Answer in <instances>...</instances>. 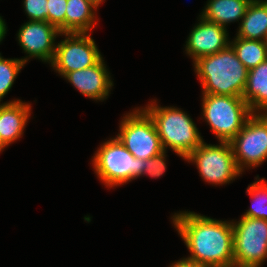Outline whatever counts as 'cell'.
Here are the masks:
<instances>
[{"instance_id": "8fae6325", "label": "cell", "mask_w": 267, "mask_h": 267, "mask_svg": "<svg viewBox=\"0 0 267 267\" xmlns=\"http://www.w3.org/2000/svg\"><path fill=\"white\" fill-rule=\"evenodd\" d=\"M62 35L60 30L47 21L29 20L19 29L17 38L24 52L29 54L22 59L27 63L29 58L35 57L51 63L55 55V38ZM28 57V58H27Z\"/></svg>"}, {"instance_id": "9a60e30c", "label": "cell", "mask_w": 267, "mask_h": 267, "mask_svg": "<svg viewBox=\"0 0 267 267\" xmlns=\"http://www.w3.org/2000/svg\"><path fill=\"white\" fill-rule=\"evenodd\" d=\"M242 98L252 113L260 110L267 114V59L248 70Z\"/></svg>"}, {"instance_id": "9c48e42d", "label": "cell", "mask_w": 267, "mask_h": 267, "mask_svg": "<svg viewBox=\"0 0 267 267\" xmlns=\"http://www.w3.org/2000/svg\"><path fill=\"white\" fill-rule=\"evenodd\" d=\"M229 143L241 172L262 164L267 159V114L253 113Z\"/></svg>"}, {"instance_id": "6da1fadb", "label": "cell", "mask_w": 267, "mask_h": 267, "mask_svg": "<svg viewBox=\"0 0 267 267\" xmlns=\"http://www.w3.org/2000/svg\"><path fill=\"white\" fill-rule=\"evenodd\" d=\"M172 220L191 253L187 259L205 267H234L232 222L190 211L174 214Z\"/></svg>"}, {"instance_id": "52a82bcc", "label": "cell", "mask_w": 267, "mask_h": 267, "mask_svg": "<svg viewBox=\"0 0 267 267\" xmlns=\"http://www.w3.org/2000/svg\"><path fill=\"white\" fill-rule=\"evenodd\" d=\"M232 226L234 267H260L267 259V220L241 216Z\"/></svg>"}, {"instance_id": "e0dca14e", "label": "cell", "mask_w": 267, "mask_h": 267, "mask_svg": "<svg viewBox=\"0 0 267 267\" xmlns=\"http://www.w3.org/2000/svg\"><path fill=\"white\" fill-rule=\"evenodd\" d=\"M252 0H209L200 18L226 27L243 19Z\"/></svg>"}, {"instance_id": "7a4b0ae2", "label": "cell", "mask_w": 267, "mask_h": 267, "mask_svg": "<svg viewBox=\"0 0 267 267\" xmlns=\"http://www.w3.org/2000/svg\"><path fill=\"white\" fill-rule=\"evenodd\" d=\"M193 63L201 81L202 94L242 97L248 69L230 45L215 54L200 57Z\"/></svg>"}, {"instance_id": "ffe728a7", "label": "cell", "mask_w": 267, "mask_h": 267, "mask_svg": "<svg viewBox=\"0 0 267 267\" xmlns=\"http://www.w3.org/2000/svg\"><path fill=\"white\" fill-rule=\"evenodd\" d=\"M259 176L255 178L253 184H250L246 193L253 198L252 206L242 216L267 220V182L265 178L259 181Z\"/></svg>"}, {"instance_id": "7402d4cb", "label": "cell", "mask_w": 267, "mask_h": 267, "mask_svg": "<svg viewBox=\"0 0 267 267\" xmlns=\"http://www.w3.org/2000/svg\"><path fill=\"white\" fill-rule=\"evenodd\" d=\"M67 0H47V22L65 33V14Z\"/></svg>"}, {"instance_id": "d4e9b609", "label": "cell", "mask_w": 267, "mask_h": 267, "mask_svg": "<svg viewBox=\"0 0 267 267\" xmlns=\"http://www.w3.org/2000/svg\"><path fill=\"white\" fill-rule=\"evenodd\" d=\"M170 267H205V266L198 264L197 262L189 260L187 258H183L177 262H174V264L170 265Z\"/></svg>"}, {"instance_id": "5bb4252c", "label": "cell", "mask_w": 267, "mask_h": 267, "mask_svg": "<svg viewBox=\"0 0 267 267\" xmlns=\"http://www.w3.org/2000/svg\"><path fill=\"white\" fill-rule=\"evenodd\" d=\"M30 112V103L21 100L0 103V137L7 146L24 133Z\"/></svg>"}, {"instance_id": "d6986e66", "label": "cell", "mask_w": 267, "mask_h": 267, "mask_svg": "<svg viewBox=\"0 0 267 267\" xmlns=\"http://www.w3.org/2000/svg\"><path fill=\"white\" fill-rule=\"evenodd\" d=\"M230 42L237 58L250 70L267 59V41L235 37Z\"/></svg>"}, {"instance_id": "484cf974", "label": "cell", "mask_w": 267, "mask_h": 267, "mask_svg": "<svg viewBox=\"0 0 267 267\" xmlns=\"http://www.w3.org/2000/svg\"><path fill=\"white\" fill-rule=\"evenodd\" d=\"M6 23L3 20V18L0 16V42L4 39L5 34H6Z\"/></svg>"}, {"instance_id": "5b68a950", "label": "cell", "mask_w": 267, "mask_h": 267, "mask_svg": "<svg viewBox=\"0 0 267 267\" xmlns=\"http://www.w3.org/2000/svg\"><path fill=\"white\" fill-rule=\"evenodd\" d=\"M203 118L219 142H230L253 114L248 104L239 96L203 94Z\"/></svg>"}, {"instance_id": "cb8c5ba5", "label": "cell", "mask_w": 267, "mask_h": 267, "mask_svg": "<svg viewBox=\"0 0 267 267\" xmlns=\"http://www.w3.org/2000/svg\"><path fill=\"white\" fill-rule=\"evenodd\" d=\"M166 151H163L161 154L152 157L150 159L145 160L146 168L142 175L146 174L150 177L158 178L166 170V163H165V157H166Z\"/></svg>"}, {"instance_id": "ba28073f", "label": "cell", "mask_w": 267, "mask_h": 267, "mask_svg": "<svg viewBox=\"0 0 267 267\" xmlns=\"http://www.w3.org/2000/svg\"><path fill=\"white\" fill-rule=\"evenodd\" d=\"M184 160L194 162L201 178L215 185L229 183L242 174L228 141H220V145L206 144L203 141Z\"/></svg>"}, {"instance_id": "603a6c76", "label": "cell", "mask_w": 267, "mask_h": 267, "mask_svg": "<svg viewBox=\"0 0 267 267\" xmlns=\"http://www.w3.org/2000/svg\"><path fill=\"white\" fill-rule=\"evenodd\" d=\"M23 2L29 20L47 21V0H24Z\"/></svg>"}, {"instance_id": "4316f807", "label": "cell", "mask_w": 267, "mask_h": 267, "mask_svg": "<svg viewBox=\"0 0 267 267\" xmlns=\"http://www.w3.org/2000/svg\"><path fill=\"white\" fill-rule=\"evenodd\" d=\"M87 1H89L96 8H98V6L103 2V0H87Z\"/></svg>"}, {"instance_id": "277c9868", "label": "cell", "mask_w": 267, "mask_h": 267, "mask_svg": "<svg viewBox=\"0 0 267 267\" xmlns=\"http://www.w3.org/2000/svg\"><path fill=\"white\" fill-rule=\"evenodd\" d=\"M92 161L98 178L110 188L142 176L146 168L145 160L135 158L117 137L101 144Z\"/></svg>"}, {"instance_id": "44dd1931", "label": "cell", "mask_w": 267, "mask_h": 267, "mask_svg": "<svg viewBox=\"0 0 267 267\" xmlns=\"http://www.w3.org/2000/svg\"><path fill=\"white\" fill-rule=\"evenodd\" d=\"M25 63L21 59H5L0 53V102L10 91L18 73Z\"/></svg>"}, {"instance_id": "83f0119b", "label": "cell", "mask_w": 267, "mask_h": 267, "mask_svg": "<svg viewBox=\"0 0 267 267\" xmlns=\"http://www.w3.org/2000/svg\"><path fill=\"white\" fill-rule=\"evenodd\" d=\"M7 145L3 142V140L0 137V152L6 147Z\"/></svg>"}, {"instance_id": "30bf717a", "label": "cell", "mask_w": 267, "mask_h": 267, "mask_svg": "<svg viewBox=\"0 0 267 267\" xmlns=\"http://www.w3.org/2000/svg\"><path fill=\"white\" fill-rule=\"evenodd\" d=\"M57 44L51 66L63 77L69 73L97 64L103 57L89 33H63Z\"/></svg>"}, {"instance_id": "4fadbf2b", "label": "cell", "mask_w": 267, "mask_h": 267, "mask_svg": "<svg viewBox=\"0 0 267 267\" xmlns=\"http://www.w3.org/2000/svg\"><path fill=\"white\" fill-rule=\"evenodd\" d=\"M104 63L102 58L93 66L67 73L64 78L73 84L82 95L96 101L104 100L109 96L113 86V81L110 79Z\"/></svg>"}, {"instance_id": "ac0fdd59", "label": "cell", "mask_w": 267, "mask_h": 267, "mask_svg": "<svg viewBox=\"0 0 267 267\" xmlns=\"http://www.w3.org/2000/svg\"><path fill=\"white\" fill-rule=\"evenodd\" d=\"M66 5L65 33H89L96 24L97 8L87 0H67Z\"/></svg>"}, {"instance_id": "7c38bea8", "label": "cell", "mask_w": 267, "mask_h": 267, "mask_svg": "<svg viewBox=\"0 0 267 267\" xmlns=\"http://www.w3.org/2000/svg\"><path fill=\"white\" fill-rule=\"evenodd\" d=\"M200 22L191 30L186 41V53L193 62L198 58L215 54L230 45L227 29L224 26L200 18Z\"/></svg>"}, {"instance_id": "3957f363", "label": "cell", "mask_w": 267, "mask_h": 267, "mask_svg": "<svg viewBox=\"0 0 267 267\" xmlns=\"http://www.w3.org/2000/svg\"><path fill=\"white\" fill-rule=\"evenodd\" d=\"M153 103L143 109L153 119L164 151L169 147L185 159L203 142L196 124L179 108L160 107Z\"/></svg>"}, {"instance_id": "8992f818", "label": "cell", "mask_w": 267, "mask_h": 267, "mask_svg": "<svg viewBox=\"0 0 267 267\" xmlns=\"http://www.w3.org/2000/svg\"><path fill=\"white\" fill-rule=\"evenodd\" d=\"M119 127L117 138L135 158L147 160L164 151L154 121L143 108L126 114Z\"/></svg>"}, {"instance_id": "2e32d148", "label": "cell", "mask_w": 267, "mask_h": 267, "mask_svg": "<svg viewBox=\"0 0 267 267\" xmlns=\"http://www.w3.org/2000/svg\"><path fill=\"white\" fill-rule=\"evenodd\" d=\"M236 37L267 41V2L265 0L251 1L241 20Z\"/></svg>"}]
</instances>
